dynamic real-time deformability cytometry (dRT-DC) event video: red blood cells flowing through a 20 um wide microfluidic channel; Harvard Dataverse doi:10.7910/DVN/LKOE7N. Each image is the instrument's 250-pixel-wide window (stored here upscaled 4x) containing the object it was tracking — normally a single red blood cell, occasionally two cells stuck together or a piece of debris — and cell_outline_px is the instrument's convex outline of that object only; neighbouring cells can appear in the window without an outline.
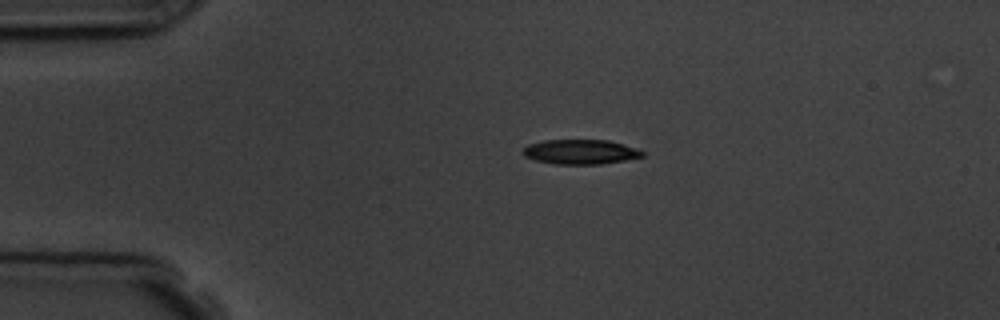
{"species": "common noctule bat (a hibernating species)", "species_latin": "Nyctalus noctula", "temperature_condition": "room temperature", "stored_images_in_passage": 5, "camera_frame_rate_fps": 3000, "um_per_image_px": 0.085, "animal": {"sex": "male", "body_mass_g": 19.5, "forearm_length_mm": 54.6}, "frame": {"image": 1, "passage_image": 3, "time_ms": 2.333, "image_size_px": [1000, 320], "cell_outline_px": [[644, 156], [624, 160], [600, 164], [552, 164], [536, 160], [524, 156], [520, 152], [528, 144], [544, 140], [608, 140], [636, 148], [644, 152]], "centroid_in_image_um": [49.3, 12.91], "position_along_channel_um": 35.7, "area_um2": 17.17}}
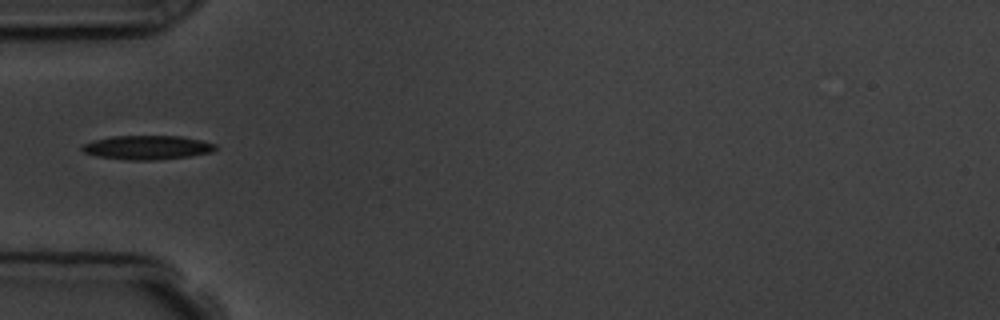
{"frame": {"image": 2, "passage_image": 5, "time_ms": 4.333, "image_size_px": [1000, 320], "cell_outline_px": [[216, 148], [212, 152], [188, 156], [156, 160], [128, 160], [96, 156], [84, 152], [80, 148], [80, 144], [92, 140], [112, 136], [180, 136], [200, 140], [216, 144]], "centroid_in_image_um": [12.45, 12.53], "position_along_channel_um": 72.5, "area_um2": 18.73}}